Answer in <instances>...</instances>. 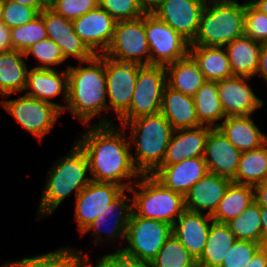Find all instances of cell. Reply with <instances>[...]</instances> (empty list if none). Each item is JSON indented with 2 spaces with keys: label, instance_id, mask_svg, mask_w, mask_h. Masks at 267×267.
<instances>
[{
  "label": "cell",
  "instance_id": "obj_1",
  "mask_svg": "<svg viewBox=\"0 0 267 267\" xmlns=\"http://www.w3.org/2000/svg\"><path fill=\"white\" fill-rule=\"evenodd\" d=\"M124 129L122 125L117 127L114 123L90 124L89 129L77 140L76 143L86 153L91 181L115 183L127 190L140 177L141 174L133 165L132 152L129 150L132 147Z\"/></svg>",
  "mask_w": 267,
  "mask_h": 267
},
{
  "label": "cell",
  "instance_id": "obj_2",
  "mask_svg": "<svg viewBox=\"0 0 267 267\" xmlns=\"http://www.w3.org/2000/svg\"><path fill=\"white\" fill-rule=\"evenodd\" d=\"M78 65H67L68 102L63 112L71 113L87 128L92 119L101 116L100 122L95 124H113L107 117L108 113H104L108 112L104 54L94 55Z\"/></svg>",
  "mask_w": 267,
  "mask_h": 267
},
{
  "label": "cell",
  "instance_id": "obj_3",
  "mask_svg": "<svg viewBox=\"0 0 267 267\" xmlns=\"http://www.w3.org/2000/svg\"><path fill=\"white\" fill-rule=\"evenodd\" d=\"M51 168L39 199L36 220L52 215L66 197L75 192L76 198L91 182L87 176L89 162L86 153L76 142L70 152L58 158Z\"/></svg>",
  "mask_w": 267,
  "mask_h": 267
},
{
  "label": "cell",
  "instance_id": "obj_4",
  "mask_svg": "<svg viewBox=\"0 0 267 267\" xmlns=\"http://www.w3.org/2000/svg\"><path fill=\"white\" fill-rule=\"evenodd\" d=\"M123 127L130 129L134 167L140 174H152L163 163L174 129L161 112L129 120Z\"/></svg>",
  "mask_w": 267,
  "mask_h": 267
},
{
  "label": "cell",
  "instance_id": "obj_5",
  "mask_svg": "<svg viewBox=\"0 0 267 267\" xmlns=\"http://www.w3.org/2000/svg\"><path fill=\"white\" fill-rule=\"evenodd\" d=\"M244 24L245 2L206 4L197 36L190 46L225 47L244 35Z\"/></svg>",
  "mask_w": 267,
  "mask_h": 267
},
{
  "label": "cell",
  "instance_id": "obj_6",
  "mask_svg": "<svg viewBox=\"0 0 267 267\" xmlns=\"http://www.w3.org/2000/svg\"><path fill=\"white\" fill-rule=\"evenodd\" d=\"M134 184L129 188L134 193L133 212L142 218L164 221L173 226L185 210L184 196L166 188L152 174H141Z\"/></svg>",
  "mask_w": 267,
  "mask_h": 267
},
{
  "label": "cell",
  "instance_id": "obj_7",
  "mask_svg": "<svg viewBox=\"0 0 267 267\" xmlns=\"http://www.w3.org/2000/svg\"><path fill=\"white\" fill-rule=\"evenodd\" d=\"M172 234V225L155 219L142 218L133 211L128 223L126 241L121 250L128 256L149 263Z\"/></svg>",
  "mask_w": 267,
  "mask_h": 267
},
{
  "label": "cell",
  "instance_id": "obj_8",
  "mask_svg": "<svg viewBox=\"0 0 267 267\" xmlns=\"http://www.w3.org/2000/svg\"><path fill=\"white\" fill-rule=\"evenodd\" d=\"M166 68L162 65H139L138 77L128 111L118 120L123 126L129 120L161 112Z\"/></svg>",
  "mask_w": 267,
  "mask_h": 267
},
{
  "label": "cell",
  "instance_id": "obj_9",
  "mask_svg": "<svg viewBox=\"0 0 267 267\" xmlns=\"http://www.w3.org/2000/svg\"><path fill=\"white\" fill-rule=\"evenodd\" d=\"M105 56L120 62L150 65V47L145 32V14L117 21Z\"/></svg>",
  "mask_w": 267,
  "mask_h": 267
},
{
  "label": "cell",
  "instance_id": "obj_10",
  "mask_svg": "<svg viewBox=\"0 0 267 267\" xmlns=\"http://www.w3.org/2000/svg\"><path fill=\"white\" fill-rule=\"evenodd\" d=\"M3 108L40 141L51 132L63 112L54 104L27 95L0 101Z\"/></svg>",
  "mask_w": 267,
  "mask_h": 267
},
{
  "label": "cell",
  "instance_id": "obj_11",
  "mask_svg": "<svg viewBox=\"0 0 267 267\" xmlns=\"http://www.w3.org/2000/svg\"><path fill=\"white\" fill-rule=\"evenodd\" d=\"M150 65L166 66L189 54L190 43L152 13H145Z\"/></svg>",
  "mask_w": 267,
  "mask_h": 267
},
{
  "label": "cell",
  "instance_id": "obj_12",
  "mask_svg": "<svg viewBox=\"0 0 267 267\" xmlns=\"http://www.w3.org/2000/svg\"><path fill=\"white\" fill-rule=\"evenodd\" d=\"M104 68L109 100L108 112L113 109L119 120L130 108L139 64L116 61L104 55Z\"/></svg>",
  "mask_w": 267,
  "mask_h": 267
},
{
  "label": "cell",
  "instance_id": "obj_13",
  "mask_svg": "<svg viewBox=\"0 0 267 267\" xmlns=\"http://www.w3.org/2000/svg\"><path fill=\"white\" fill-rule=\"evenodd\" d=\"M126 192H130L129 189H125L116 199H114L106 209L98 215V217L90 223V225L81 233H92L94 241L92 243H102L107 239L113 241H119L123 244L126 239V233L128 223L132 213V198L128 197ZM106 229V230H105ZM108 229V230H107ZM92 231V232H91ZM107 232L106 239L101 237V232ZM111 238V239H110ZM121 240V241H120Z\"/></svg>",
  "mask_w": 267,
  "mask_h": 267
},
{
  "label": "cell",
  "instance_id": "obj_14",
  "mask_svg": "<svg viewBox=\"0 0 267 267\" xmlns=\"http://www.w3.org/2000/svg\"><path fill=\"white\" fill-rule=\"evenodd\" d=\"M205 4L199 0H163L153 11L190 44L197 36Z\"/></svg>",
  "mask_w": 267,
  "mask_h": 267
},
{
  "label": "cell",
  "instance_id": "obj_15",
  "mask_svg": "<svg viewBox=\"0 0 267 267\" xmlns=\"http://www.w3.org/2000/svg\"><path fill=\"white\" fill-rule=\"evenodd\" d=\"M124 190L115 183L91 181L75 198L74 219L80 234Z\"/></svg>",
  "mask_w": 267,
  "mask_h": 267
},
{
  "label": "cell",
  "instance_id": "obj_16",
  "mask_svg": "<svg viewBox=\"0 0 267 267\" xmlns=\"http://www.w3.org/2000/svg\"><path fill=\"white\" fill-rule=\"evenodd\" d=\"M72 23L75 33L88 49L94 55H101L105 53L112 40L117 21L98 6Z\"/></svg>",
  "mask_w": 267,
  "mask_h": 267
},
{
  "label": "cell",
  "instance_id": "obj_17",
  "mask_svg": "<svg viewBox=\"0 0 267 267\" xmlns=\"http://www.w3.org/2000/svg\"><path fill=\"white\" fill-rule=\"evenodd\" d=\"M39 15L43 18L48 38L60 48L65 60L72 56L78 62H85L94 56L75 33L72 21L57 14L49 6Z\"/></svg>",
  "mask_w": 267,
  "mask_h": 267
},
{
  "label": "cell",
  "instance_id": "obj_18",
  "mask_svg": "<svg viewBox=\"0 0 267 267\" xmlns=\"http://www.w3.org/2000/svg\"><path fill=\"white\" fill-rule=\"evenodd\" d=\"M249 77L232 76L217 81L219 99L226 117L250 116L261 108L263 100L247 84Z\"/></svg>",
  "mask_w": 267,
  "mask_h": 267
},
{
  "label": "cell",
  "instance_id": "obj_19",
  "mask_svg": "<svg viewBox=\"0 0 267 267\" xmlns=\"http://www.w3.org/2000/svg\"><path fill=\"white\" fill-rule=\"evenodd\" d=\"M241 153L218 127L210 129L203 155L210 173L233 180Z\"/></svg>",
  "mask_w": 267,
  "mask_h": 267
},
{
  "label": "cell",
  "instance_id": "obj_20",
  "mask_svg": "<svg viewBox=\"0 0 267 267\" xmlns=\"http://www.w3.org/2000/svg\"><path fill=\"white\" fill-rule=\"evenodd\" d=\"M212 221L210 214L185 209L172 226V233L196 260L204 251Z\"/></svg>",
  "mask_w": 267,
  "mask_h": 267
},
{
  "label": "cell",
  "instance_id": "obj_21",
  "mask_svg": "<svg viewBox=\"0 0 267 267\" xmlns=\"http://www.w3.org/2000/svg\"><path fill=\"white\" fill-rule=\"evenodd\" d=\"M68 72L61 73L56 69L31 68L27 70V85L25 95L56 105L62 112L65 106L51 101L63 93V100L68 102ZM29 90V91H27Z\"/></svg>",
  "mask_w": 267,
  "mask_h": 267
},
{
  "label": "cell",
  "instance_id": "obj_22",
  "mask_svg": "<svg viewBox=\"0 0 267 267\" xmlns=\"http://www.w3.org/2000/svg\"><path fill=\"white\" fill-rule=\"evenodd\" d=\"M208 172L207 164L203 156H200L173 165H160L152 175L166 188L184 196Z\"/></svg>",
  "mask_w": 267,
  "mask_h": 267
},
{
  "label": "cell",
  "instance_id": "obj_23",
  "mask_svg": "<svg viewBox=\"0 0 267 267\" xmlns=\"http://www.w3.org/2000/svg\"><path fill=\"white\" fill-rule=\"evenodd\" d=\"M231 183L227 177L208 172L184 195L185 209L212 215Z\"/></svg>",
  "mask_w": 267,
  "mask_h": 267
},
{
  "label": "cell",
  "instance_id": "obj_24",
  "mask_svg": "<svg viewBox=\"0 0 267 267\" xmlns=\"http://www.w3.org/2000/svg\"><path fill=\"white\" fill-rule=\"evenodd\" d=\"M211 128L202 125L196 128L174 130L161 165H173L184 159L203 156Z\"/></svg>",
  "mask_w": 267,
  "mask_h": 267
},
{
  "label": "cell",
  "instance_id": "obj_25",
  "mask_svg": "<svg viewBox=\"0 0 267 267\" xmlns=\"http://www.w3.org/2000/svg\"><path fill=\"white\" fill-rule=\"evenodd\" d=\"M161 113L174 130L202 126L196 114L193 97L182 94L168 85L163 92Z\"/></svg>",
  "mask_w": 267,
  "mask_h": 267
},
{
  "label": "cell",
  "instance_id": "obj_26",
  "mask_svg": "<svg viewBox=\"0 0 267 267\" xmlns=\"http://www.w3.org/2000/svg\"><path fill=\"white\" fill-rule=\"evenodd\" d=\"M250 116L226 117L217 127L241 152L261 147L267 142V134L260 131Z\"/></svg>",
  "mask_w": 267,
  "mask_h": 267
},
{
  "label": "cell",
  "instance_id": "obj_27",
  "mask_svg": "<svg viewBox=\"0 0 267 267\" xmlns=\"http://www.w3.org/2000/svg\"><path fill=\"white\" fill-rule=\"evenodd\" d=\"M224 48L230 61L233 76L255 77L259 65L261 43L243 35Z\"/></svg>",
  "mask_w": 267,
  "mask_h": 267
},
{
  "label": "cell",
  "instance_id": "obj_28",
  "mask_svg": "<svg viewBox=\"0 0 267 267\" xmlns=\"http://www.w3.org/2000/svg\"><path fill=\"white\" fill-rule=\"evenodd\" d=\"M24 57L15 49L0 52V96L8 98L25 91L28 67Z\"/></svg>",
  "mask_w": 267,
  "mask_h": 267
},
{
  "label": "cell",
  "instance_id": "obj_29",
  "mask_svg": "<svg viewBox=\"0 0 267 267\" xmlns=\"http://www.w3.org/2000/svg\"><path fill=\"white\" fill-rule=\"evenodd\" d=\"M167 85L182 94L194 96L206 82L197 62L188 54L165 66Z\"/></svg>",
  "mask_w": 267,
  "mask_h": 267
},
{
  "label": "cell",
  "instance_id": "obj_30",
  "mask_svg": "<svg viewBox=\"0 0 267 267\" xmlns=\"http://www.w3.org/2000/svg\"><path fill=\"white\" fill-rule=\"evenodd\" d=\"M189 54L197 62L206 81H219L233 76L224 47L190 46Z\"/></svg>",
  "mask_w": 267,
  "mask_h": 267
},
{
  "label": "cell",
  "instance_id": "obj_31",
  "mask_svg": "<svg viewBox=\"0 0 267 267\" xmlns=\"http://www.w3.org/2000/svg\"><path fill=\"white\" fill-rule=\"evenodd\" d=\"M235 241L228 224L212 221L204 251L197 260L198 267H220Z\"/></svg>",
  "mask_w": 267,
  "mask_h": 267
},
{
  "label": "cell",
  "instance_id": "obj_32",
  "mask_svg": "<svg viewBox=\"0 0 267 267\" xmlns=\"http://www.w3.org/2000/svg\"><path fill=\"white\" fill-rule=\"evenodd\" d=\"M267 180V142L261 147L243 151L233 183L256 186Z\"/></svg>",
  "mask_w": 267,
  "mask_h": 267
},
{
  "label": "cell",
  "instance_id": "obj_33",
  "mask_svg": "<svg viewBox=\"0 0 267 267\" xmlns=\"http://www.w3.org/2000/svg\"><path fill=\"white\" fill-rule=\"evenodd\" d=\"M253 201V186L232 182L211 217L213 221L227 224L241 214Z\"/></svg>",
  "mask_w": 267,
  "mask_h": 267
},
{
  "label": "cell",
  "instance_id": "obj_34",
  "mask_svg": "<svg viewBox=\"0 0 267 267\" xmlns=\"http://www.w3.org/2000/svg\"><path fill=\"white\" fill-rule=\"evenodd\" d=\"M0 267H83V252L69 246L54 252L8 261Z\"/></svg>",
  "mask_w": 267,
  "mask_h": 267
},
{
  "label": "cell",
  "instance_id": "obj_35",
  "mask_svg": "<svg viewBox=\"0 0 267 267\" xmlns=\"http://www.w3.org/2000/svg\"><path fill=\"white\" fill-rule=\"evenodd\" d=\"M193 101L202 125L215 128V122L226 118L219 99L217 81H206L193 96Z\"/></svg>",
  "mask_w": 267,
  "mask_h": 267
},
{
  "label": "cell",
  "instance_id": "obj_36",
  "mask_svg": "<svg viewBox=\"0 0 267 267\" xmlns=\"http://www.w3.org/2000/svg\"><path fill=\"white\" fill-rule=\"evenodd\" d=\"M260 206L253 201L241 214L227 224L236 239L261 244Z\"/></svg>",
  "mask_w": 267,
  "mask_h": 267
},
{
  "label": "cell",
  "instance_id": "obj_37",
  "mask_svg": "<svg viewBox=\"0 0 267 267\" xmlns=\"http://www.w3.org/2000/svg\"><path fill=\"white\" fill-rule=\"evenodd\" d=\"M149 267H198L197 260L172 233Z\"/></svg>",
  "mask_w": 267,
  "mask_h": 267
},
{
  "label": "cell",
  "instance_id": "obj_38",
  "mask_svg": "<svg viewBox=\"0 0 267 267\" xmlns=\"http://www.w3.org/2000/svg\"><path fill=\"white\" fill-rule=\"evenodd\" d=\"M48 38L45 29L43 18L39 15L33 21L11 28V42L12 48L26 52V50L33 44Z\"/></svg>",
  "mask_w": 267,
  "mask_h": 267
},
{
  "label": "cell",
  "instance_id": "obj_39",
  "mask_svg": "<svg viewBox=\"0 0 267 267\" xmlns=\"http://www.w3.org/2000/svg\"><path fill=\"white\" fill-rule=\"evenodd\" d=\"M24 55L26 58L33 55L35 60L41 64L34 66L35 68L53 69V66L60 65L66 61L60 48L49 38L31 45L26 52H24Z\"/></svg>",
  "mask_w": 267,
  "mask_h": 267
},
{
  "label": "cell",
  "instance_id": "obj_40",
  "mask_svg": "<svg viewBox=\"0 0 267 267\" xmlns=\"http://www.w3.org/2000/svg\"><path fill=\"white\" fill-rule=\"evenodd\" d=\"M244 35L253 41L267 43V15L259 11L249 0L245 1Z\"/></svg>",
  "mask_w": 267,
  "mask_h": 267
},
{
  "label": "cell",
  "instance_id": "obj_41",
  "mask_svg": "<svg viewBox=\"0 0 267 267\" xmlns=\"http://www.w3.org/2000/svg\"><path fill=\"white\" fill-rule=\"evenodd\" d=\"M2 8L3 23L9 28L23 26L33 21L40 14L36 8L28 7L13 1H2Z\"/></svg>",
  "mask_w": 267,
  "mask_h": 267
},
{
  "label": "cell",
  "instance_id": "obj_42",
  "mask_svg": "<svg viewBox=\"0 0 267 267\" xmlns=\"http://www.w3.org/2000/svg\"><path fill=\"white\" fill-rule=\"evenodd\" d=\"M261 244L236 239L220 267H246Z\"/></svg>",
  "mask_w": 267,
  "mask_h": 267
},
{
  "label": "cell",
  "instance_id": "obj_43",
  "mask_svg": "<svg viewBox=\"0 0 267 267\" xmlns=\"http://www.w3.org/2000/svg\"><path fill=\"white\" fill-rule=\"evenodd\" d=\"M99 6L116 21L132 20L145 14L137 0H99Z\"/></svg>",
  "mask_w": 267,
  "mask_h": 267
},
{
  "label": "cell",
  "instance_id": "obj_44",
  "mask_svg": "<svg viewBox=\"0 0 267 267\" xmlns=\"http://www.w3.org/2000/svg\"><path fill=\"white\" fill-rule=\"evenodd\" d=\"M88 254L83 255V267H149V263L131 257L123 253L121 250H116L113 253H108L99 257L96 260V265H92V260Z\"/></svg>",
  "mask_w": 267,
  "mask_h": 267
},
{
  "label": "cell",
  "instance_id": "obj_45",
  "mask_svg": "<svg viewBox=\"0 0 267 267\" xmlns=\"http://www.w3.org/2000/svg\"><path fill=\"white\" fill-rule=\"evenodd\" d=\"M98 6L99 0H55L49 5L57 14L70 21L81 17Z\"/></svg>",
  "mask_w": 267,
  "mask_h": 267
},
{
  "label": "cell",
  "instance_id": "obj_46",
  "mask_svg": "<svg viewBox=\"0 0 267 267\" xmlns=\"http://www.w3.org/2000/svg\"><path fill=\"white\" fill-rule=\"evenodd\" d=\"M11 28L4 23L0 24V52L12 50Z\"/></svg>",
  "mask_w": 267,
  "mask_h": 267
},
{
  "label": "cell",
  "instance_id": "obj_47",
  "mask_svg": "<svg viewBox=\"0 0 267 267\" xmlns=\"http://www.w3.org/2000/svg\"><path fill=\"white\" fill-rule=\"evenodd\" d=\"M254 201L260 207L267 208V180L254 186Z\"/></svg>",
  "mask_w": 267,
  "mask_h": 267
},
{
  "label": "cell",
  "instance_id": "obj_48",
  "mask_svg": "<svg viewBox=\"0 0 267 267\" xmlns=\"http://www.w3.org/2000/svg\"><path fill=\"white\" fill-rule=\"evenodd\" d=\"M257 74L267 82V43H261Z\"/></svg>",
  "mask_w": 267,
  "mask_h": 267
},
{
  "label": "cell",
  "instance_id": "obj_49",
  "mask_svg": "<svg viewBox=\"0 0 267 267\" xmlns=\"http://www.w3.org/2000/svg\"><path fill=\"white\" fill-rule=\"evenodd\" d=\"M246 267H267V252L263 246L256 251Z\"/></svg>",
  "mask_w": 267,
  "mask_h": 267
},
{
  "label": "cell",
  "instance_id": "obj_50",
  "mask_svg": "<svg viewBox=\"0 0 267 267\" xmlns=\"http://www.w3.org/2000/svg\"><path fill=\"white\" fill-rule=\"evenodd\" d=\"M261 213V246L267 243V208L260 207Z\"/></svg>",
  "mask_w": 267,
  "mask_h": 267
},
{
  "label": "cell",
  "instance_id": "obj_51",
  "mask_svg": "<svg viewBox=\"0 0 267 267\" xmlns=\"http://www.w3.org/2000/svg\"><path fill=\"white\" fill-rule=\"evenodd\" d=\"M2 1H13L28 7L36 8L39 12L48 7L44 0H2Z\"/></svg>",
  "mask_w": 267,
  "mask_h": 267
},
{
  "label": "cell",
  "instance_id": "obj_52",
  "mask_svg": "<svg viewBox=\"0 0 267 267\" xmlns=\"http://www.w3.org/2000/svg\"><path fill=\"white\" fill-rule=\"evenodd\" d=\"M144 13H153L163 0H137Z\"/></svg>",
  "mask_w": 267,
  "mask_h": 267
},
{
  "label": "cell",
  "instance_id": "obj_53",
  "mask_svg": "<svg viewBox=\"0 0 267 267\" xmlns=\"http://www.w3.org/2000/svg\"><path fill=\"white\" fill-rule=\"evenodd\" d=\"M259 11L267 15V0H249Z\"/></svg>",
  "mask_w": 267,
  "mask_h": 267
},
{
  "label": "cell",
  "instance_id": "obj_54",
  "mask_svg": "<svg viewBox=\"0 0 267 267\" xmlns=\"http://www.w3.org/2000/svg\"><path fill=\"white\" fill-rule=\"evenodd\" d=\"M199 1H201L202 3L206 5V4H211V3H226V2L233 1V0H199Z\"/></svg>",
  "mask_w": 267,
  "mask_h": 267
},
{
  "label": "cell",
  "instance_id": "obj_55",
  "mask_svg": "<svg viewBox=\"0 0 267 267\" xmlns=\"http://www.w3.org/2000/svg\"><path fill=\"white\" fill-rule=\"evenodd\" d=\"M3 23V8H2V0H0V24Z\"/></svg>",
  "mask_w": 267,
  "mask_h": 267
},
{
  "label": "cell",
  "instance_id": "obj_56",
  "mask_svg": "<svg viewBox=\"0 0 267 267\" xmlns=\"http://www.w3.org/2000/svg\"><path fill=\"white\" fill-rule=\"evenodd\" d=\"M55 0H44V2L49 6L52 2H54Z\"/></svg>",
  "mask_w": 267,
  "mask_h": 267
},
{
  "label": "cell",
  "instance_id": "obj_57",
  "mask_svg": "<svg viewBox=\"0 0 267 267\" xmlns=\"http://www.w3.org/2000/svg\"><path fill=\"white\" fill-rule=\"evenodd\" d=\"M263 247L266 249V252H267V243Z\"/></svg>",
  "mask_w": 267,
  "mask_h": 267
}]
</instances>
